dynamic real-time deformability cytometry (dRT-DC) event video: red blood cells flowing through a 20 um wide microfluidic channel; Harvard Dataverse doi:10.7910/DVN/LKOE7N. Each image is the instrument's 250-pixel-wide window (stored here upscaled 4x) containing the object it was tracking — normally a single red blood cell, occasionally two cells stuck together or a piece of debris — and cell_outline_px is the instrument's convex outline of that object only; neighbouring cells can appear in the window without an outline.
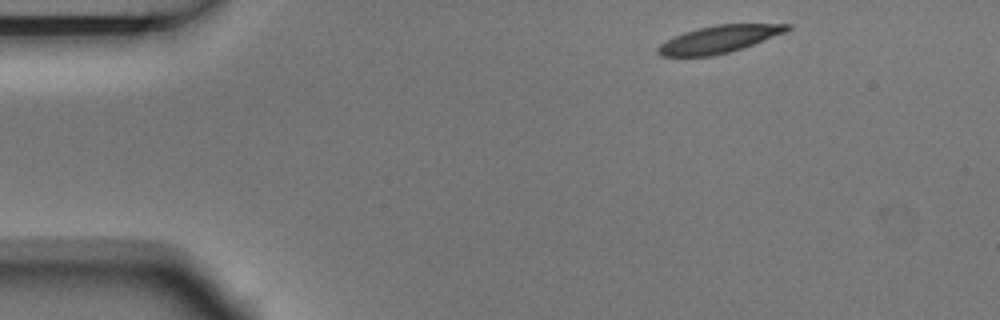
{"species": "Egyptian fruit bat (a non-hibernating species)", "species_latin": "Rousettus aegyptiacus", "temperature_condition": "room temperature", "stored_images_in_passage": 3, "camera_frame_rate_fps": 3000, "um_per_image_px": 0.085, "animal": {"sex": "male"}, "frame": {"image": 1, "passage_image": 1, "time_ms": 0.0, "image_size_px": [1000, 320], "cell_outline_px": [[792, 28], [784, 32], [744, 48], [712, 56], [660, 56], [656, 52], [656, 48], [660, 44], [684, 32], [716, 24], [792, 24]], "centroid_in_image_um": [61.11, 3.34], "position_along_channel_um": 23.9, "area_um2": 20.35}}